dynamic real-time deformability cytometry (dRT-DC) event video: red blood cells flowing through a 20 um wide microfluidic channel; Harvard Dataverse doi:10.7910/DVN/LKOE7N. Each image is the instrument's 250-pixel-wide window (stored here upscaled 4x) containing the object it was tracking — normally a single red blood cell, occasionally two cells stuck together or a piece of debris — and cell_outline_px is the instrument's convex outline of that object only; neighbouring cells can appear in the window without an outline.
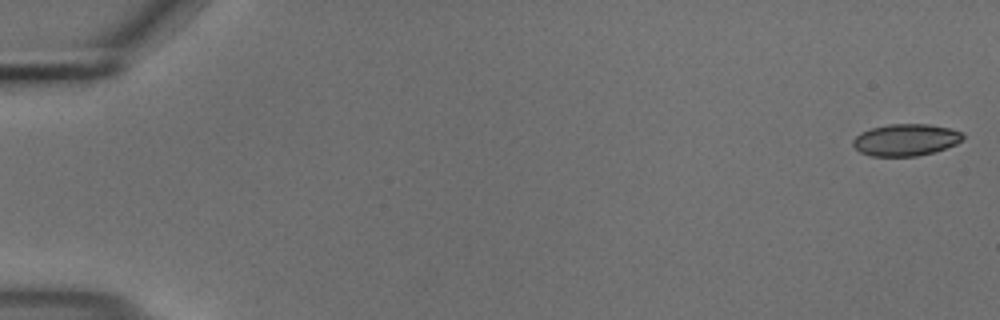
{"species": "common noctule bat (a hibernating species)", "species_latin": "Nyctalus noctula", "temperature_condition": "cold", "stored_images_in_passage": 54, "camera_frame_rate_fps": 3000, "um_per_image_px": 0.085, "animal": {"sex": "male", "body_mass_g": 18.8}, "frame": {"image": 1, "passage_image": 1, "time_ms": 0.0, "image_size_px": [1000, 320], "cell_outline_px": [[964, 136], [956, 144], [932, 152], [916, 156], [872, 156], [860, 152], [852, 144], [852, 140], [860, 132], [872, 128], [888, 124], [928, 124], [948, 128], [960, 132]], "centroid_in_image_um": [76.94, 11.88], "position_along_channel_um": 8.1, "area_um2": 20.17}}
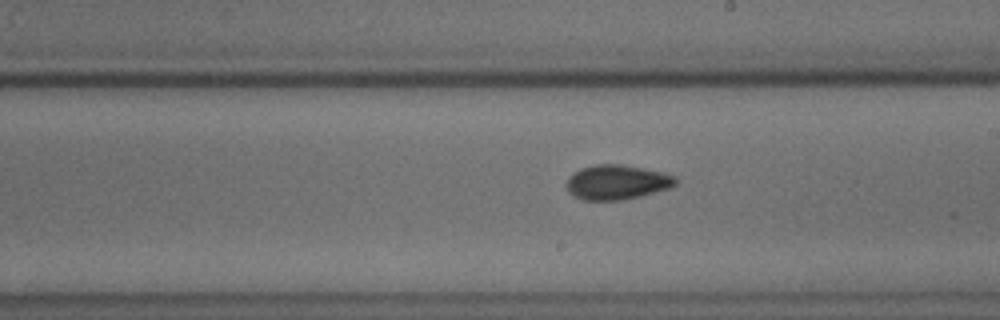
{"frame": {"image": 2, "passage_image": 32, "time_ms": 10.333, "image_size_px": [1000, 320], "cell_outline_px": [[676, 184], [668, 188], [640, 196], [620, 200], [584, 200], [572, 196], [568, 192], [568, 176], [572, 172], [580, 168], [596, 164], [620, 164], [660, 172], [676, 176]], "centroid_in_image_um": [52.38, 15.49], "position_along_channel_um": 236.6, "area_um2": 21.85}}
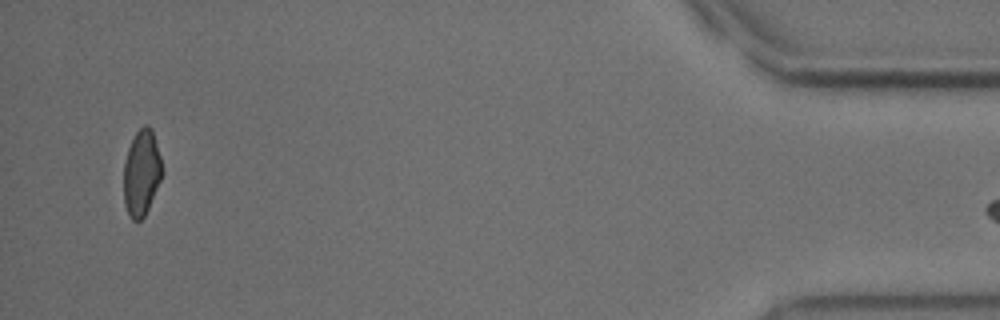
{"frame": {"image": 3, "passage_image": 53, "time_ms": 17.333, "image_size_px": [1000, 320], "cell_outline_px": [[164, 172], [148, 208], [144, 216], [140, 220], [132, 220], [128, 216], [124, 204], [124, 164], [128, 148], [136, 132], [144, 124], [148, 124], [152, 128], [160, 156]], "centroid_in_image_um": [12.03, 14.68], "position_along_channel_um": 423.2, "area_um2": 19.31}}